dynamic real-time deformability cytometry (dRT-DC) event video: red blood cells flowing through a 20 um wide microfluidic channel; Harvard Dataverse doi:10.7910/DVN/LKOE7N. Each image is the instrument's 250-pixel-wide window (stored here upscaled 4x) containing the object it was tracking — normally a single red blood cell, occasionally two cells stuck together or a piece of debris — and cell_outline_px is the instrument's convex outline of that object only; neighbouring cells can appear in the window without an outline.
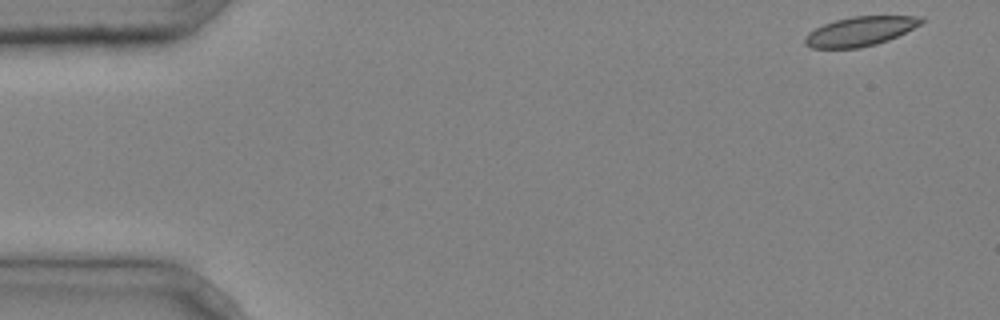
{"species": "common noctule bat (a hibernating species)", "species_latin": "Nyctalus noctula", "temperature_condition": "cold", "stored_images_in_passage": 3, "camera_frame_rate_fps": 3000, "um_per_image_px": 0.085, "animal": {"sex": "male", "body_mass_g": 20.4}, "frame": {"image": 1, "passage_image": 1, "time_ms": 0.0, "image_size_px": [1000, 320], "cell_outline_px": [[924, 20], [920, 24], [888, 40], [876, 44], [860, 48], [812, 48], [804, 44], [804, 36], [808, 32], [824, 24], [836, 20], [852, 16], [920, 16]], "centroid_in_image_um": [73.06, 2.66], "position_along_channel_um": 11.9, "area_um2": 19.71}}
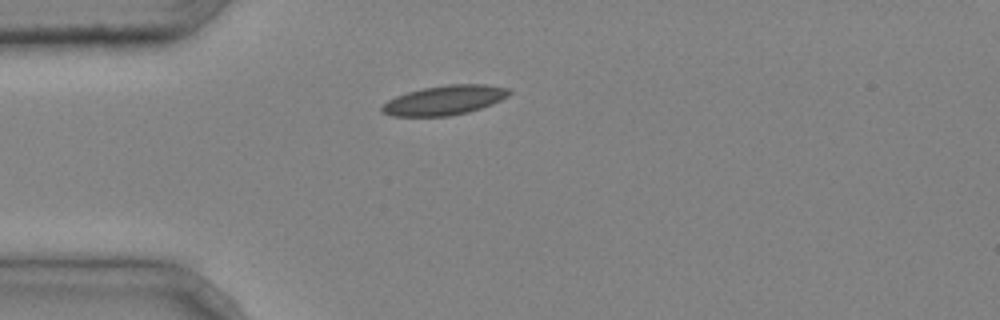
{"frame": {"image": 2, "passage_image": 3, "time_ms": 0.667, "image_size_px": [1000, 320], "cell_outline_px": [[512, 92], [508, 96], [492, 104], [468, 112], [448, 116], [392, 116], [380, 112], [380, 108], [388, 100], [396, 96], [408, 92], [424, 88], [448, 84], [488, 84], [508, 88]], "centroid_in_image_um": [37.79, 8.51], "position_along_channel_um": 47.2, "area_um2": 21.85}}